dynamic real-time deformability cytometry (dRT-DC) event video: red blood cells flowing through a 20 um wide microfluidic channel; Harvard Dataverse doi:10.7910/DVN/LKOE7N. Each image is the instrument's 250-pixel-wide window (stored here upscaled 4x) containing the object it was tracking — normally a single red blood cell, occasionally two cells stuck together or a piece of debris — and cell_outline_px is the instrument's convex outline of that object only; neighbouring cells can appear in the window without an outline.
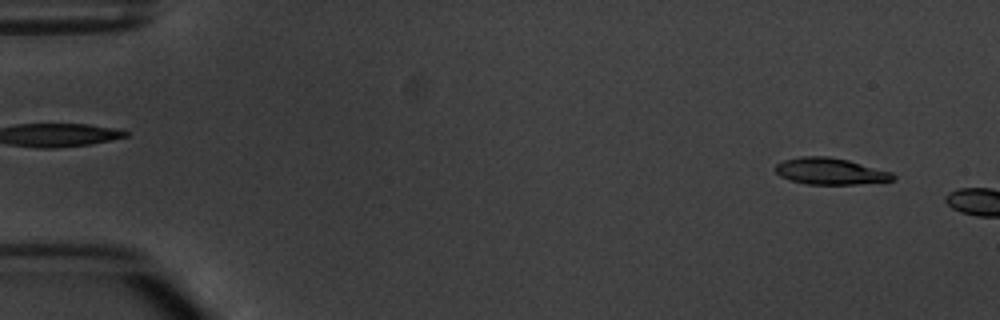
{"species": "common noctule bat (a hibernating species)", "species_latin": "Nyctalus noctula", "temperature_condition": "warm", "stored_images_in_passage": 2, "camera_frame_rate_fps": 3000, "um_per_image_px": 0.085, "animal": {"sex": "male", "body_mass_g": 20.1, "forearm_length_mm": 53.5}, "frame": {"image": 1, "passage_image": 1, "time_ms": 0.0, "image_size_px": [1000, 320], "cell_outline_px": [[896, 180], [856, 184], [808, 184], [792, 180], [780, 176], [776, 172], [776, 164], [784, 160], [800, 156], [828, 156], [848, 160], [892, 172], [896, 176]], "centroid_in_image_um": [70.6, 14.55], "position_along_channel_um": 14.4, "area_um2": 18.09}}